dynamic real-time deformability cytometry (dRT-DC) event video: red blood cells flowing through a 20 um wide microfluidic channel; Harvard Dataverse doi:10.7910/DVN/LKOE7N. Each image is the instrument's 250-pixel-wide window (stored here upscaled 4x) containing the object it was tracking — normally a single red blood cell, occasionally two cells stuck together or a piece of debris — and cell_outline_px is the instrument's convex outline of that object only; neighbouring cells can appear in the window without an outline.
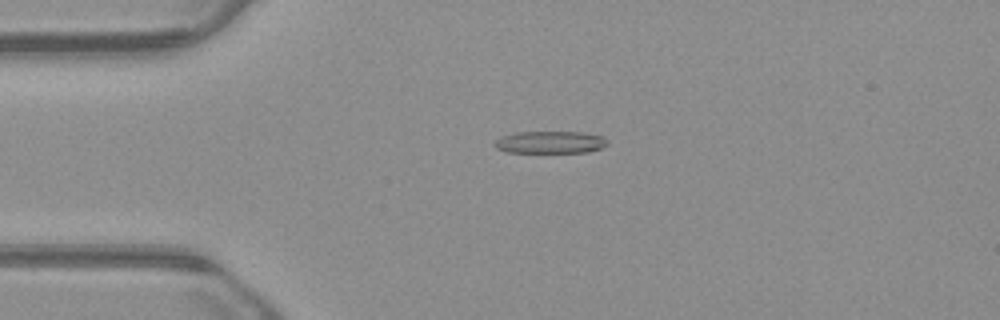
{"species": "common noctule bat (a hibernating species)", "species_latin": "Nyctalus noctula", "temperature_condition": "warm", "stored_images_in_passage": 54, "camera_frame_rate_fps": 3000, "um_per_image_px": 0.085, "animal": {"sex": "male", "body_mass_g": 23.1, "forearm_length_mm": 52.7}, "frame": {"image": 1, "passage_image": 13, "time_ms": 4.0, "image_size_px": [1000, 320], "cell_outline_px": [[608, 144], [600, 148], [588, 152], [508, 152], [496, 148], [492, 144], [496, 140], [504, 136], [516, 132], [580, 132], [604, 136], [608, 140]], "centroid_in_image_um": [46.79, 12.09], "position_along_channel_um": 38.2, "area_um2": 14.57}}
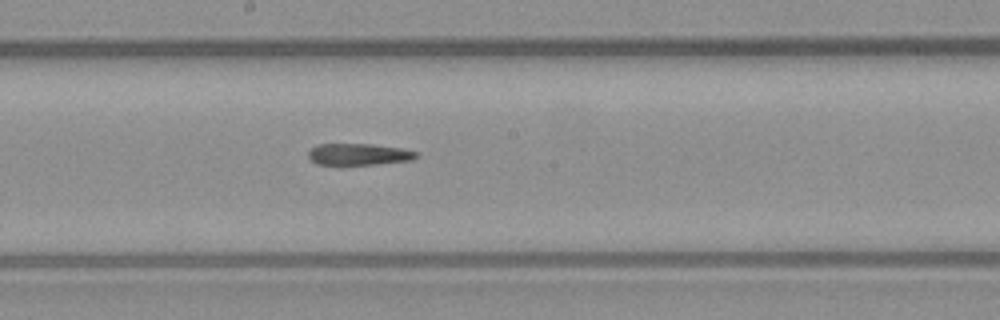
{"frame": {"image": 2, "passage_image": 29, "time_ms": 9.333, "image_size_px": [1000, 320], "cell_outline_px": [[420, 152], [412, 160], [340, 168], [316, 164], [308, 156], [308, 152], [316, 144], [372, 144], [400, 148]], "centroid_in_image_um": [30.42, 13.16], "position_along_channel_um": 217.8, "area_um2": 14.33}}
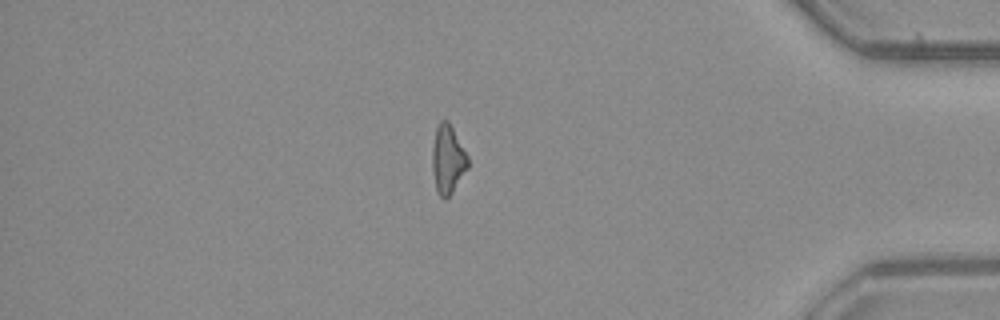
{"frame": {"image": 3, "passage_image": 46, "time_ms": 15.0, "image_size_px": [1000, 320], "cell_outline_px": [[468, 168], [452, 192], [444, 200], [436, 192], [432, 172], [432, 148], [436, 128], [440, 120], [448, 120], [468, 156]], "centroid_in_image_um": [38.04, 13.56], "position_along_channel_um": 397.2, "area_um2": 14.28}}